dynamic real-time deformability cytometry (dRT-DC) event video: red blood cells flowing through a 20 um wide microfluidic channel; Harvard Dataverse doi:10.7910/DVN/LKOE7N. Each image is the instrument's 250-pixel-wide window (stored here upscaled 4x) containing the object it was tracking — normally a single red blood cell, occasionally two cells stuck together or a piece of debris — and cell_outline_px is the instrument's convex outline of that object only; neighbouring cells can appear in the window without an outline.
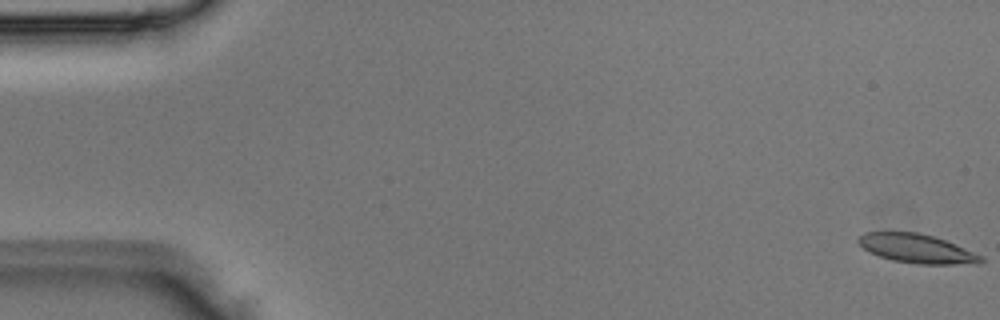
{"species": "Egyptian fruit bat (a non-hibernating species)", "species_latin": "Rousettus aegyptiacus", "temperature_condition": "room temperature", "stored_images_in_passage": 5, "camera_frame_rate_fps": 3000, "um_per_image_px": 0.085, "animal": {"sex": "male"}, "frame": {"image": 1, "passage_image": 1, "time_ms": 0.0, "image_size_px": [1000, 320], "cell_outline_px": [[984, 260], [980, 264], [916, 264], [892, 260], [880, 256], [864, 248], [856, 240], [856, 236], [864, 232], [916, 232], [932, 236], [944, 240], [984, 256]], "centroid_in_image_um": [77.94, 21.13], "position_along_channel_um": 7.1, "area_um2": 20.63}}
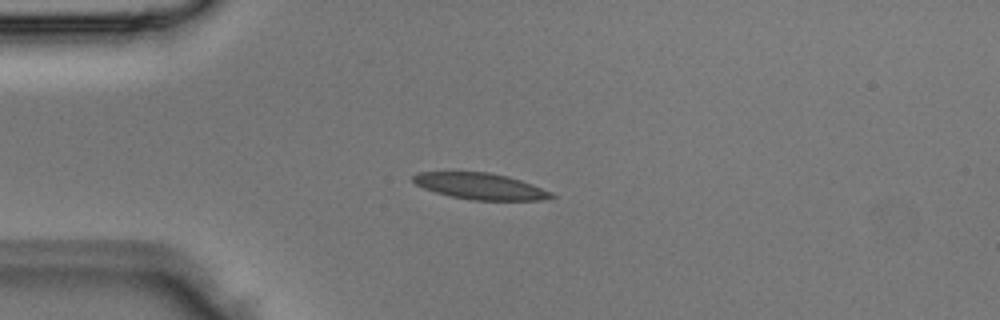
{"frame": {"image": 2, "passage_image": 4, "time_ms": 1.0, "image_size_px": [1000, 320], "cell_outline_px": [[556, 196], [544, 200], [472, 200], [448, 196], [424, 188], [416, 184], [412, 180], [412, 176], [416, 172], [488, 172], [508, 176], [532, 184], [552, 192]], "centroid_in_image_um": [40.83, 15.83], "position_along_channel_um": 44.2, "area_um2": 21.21}}